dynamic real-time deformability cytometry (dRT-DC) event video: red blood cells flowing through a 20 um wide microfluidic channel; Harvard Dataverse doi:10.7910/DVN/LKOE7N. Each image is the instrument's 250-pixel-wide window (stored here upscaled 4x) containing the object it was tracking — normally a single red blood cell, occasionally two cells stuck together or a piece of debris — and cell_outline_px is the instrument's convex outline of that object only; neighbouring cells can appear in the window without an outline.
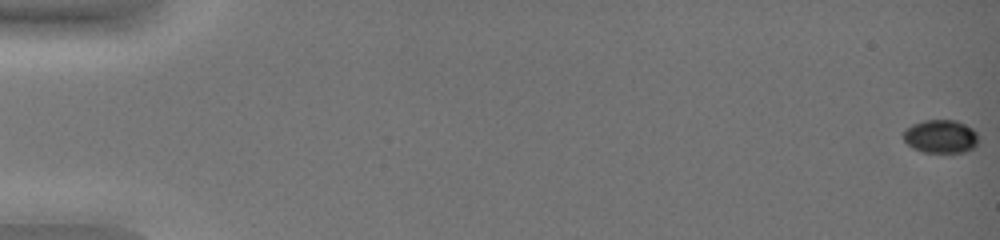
{"species": "common noctule bat (a hibernating species)", "species_latin": "Nyctalus noctula", "temperature_condition": "warm", "stored_images_in_passage": 53, "camera_frame_rate_fps": 3000, "um_per_image_px": 0.085, "animal": {"sex": "female", "body_mass_g": 19.0, "forearm_length_mm": 51.5}, "frame": {"image": 1, "passage_image": 1, "time_ms": 0.0, "image_size_px": [1000, 240], "cell_outline_px": [[976, 144], [972, 148], [964, 152], [924, 152], [912, 148], [904, 140], [904, 128], [912, 124], [924, 120], [956, 120], [972, 128], [976, 132]], "centroid_in_image_um": [79.92, 11.59], "position_along_channel_um": 5.1, "area_um2": 14.45}}
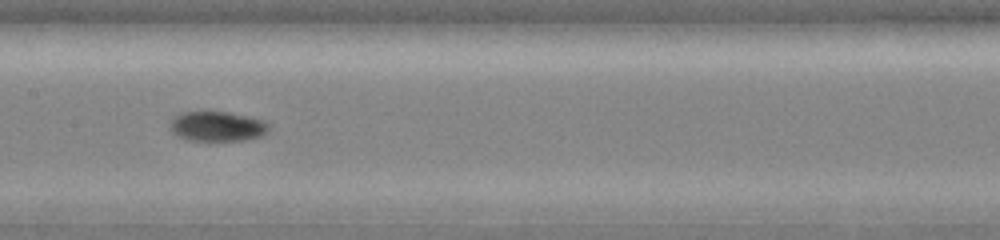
{"frame": {"image": 2, "passage_image": 30, "time_ms": 9.667, "image_size_px": [1000, 240], "cell_outline_px": [[268, 132], [260, 136], [244, 140], [188, 140], [176, 136], [168, 128], [168, 124], [172, 116], [180, 112], [208, 108], [248, 116], [264, 120], [268, 124]], "centroid_in_image_um": [18.36, 10.68], "position_along_channel_um": 189.0, "area_um2": 18.09}}
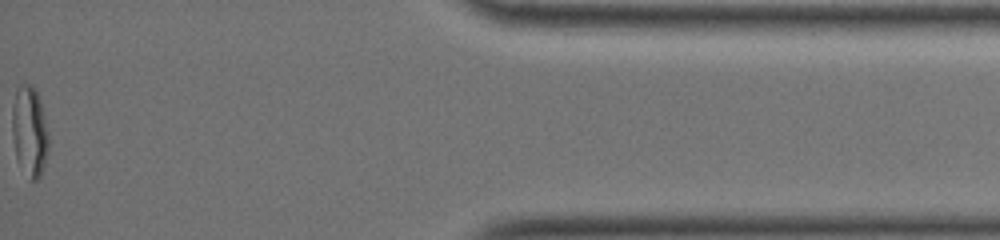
{"frame": {"image": 3, "passage_image": 53, "time_ms": 17.333, "image_size_px": [1000, 240], "cell_outline_px": [[48, 152], [40, 176], [36, 180], [32, 180], [16, 156], [12, 136], [12, 104], [16, 88], [20, 84], [32, 84], [36, 88], [40, 96], [48, 132]], "centroid_in_image_um": [2.52, 11.04], "position_along_channel_um": 432.7, "area_um2": 19.19}, "authors_computed_cell_mechanics": {"area_um2": 16.473, "velocity_mm_per_s": 3.8716, "shape_relaxation_time_tau1_ms": null, "shape_relaxation_time_tau2_ms": 1.6732, "deformation_change_tau1": null, "deformation_change_tau2": 0.0466}}